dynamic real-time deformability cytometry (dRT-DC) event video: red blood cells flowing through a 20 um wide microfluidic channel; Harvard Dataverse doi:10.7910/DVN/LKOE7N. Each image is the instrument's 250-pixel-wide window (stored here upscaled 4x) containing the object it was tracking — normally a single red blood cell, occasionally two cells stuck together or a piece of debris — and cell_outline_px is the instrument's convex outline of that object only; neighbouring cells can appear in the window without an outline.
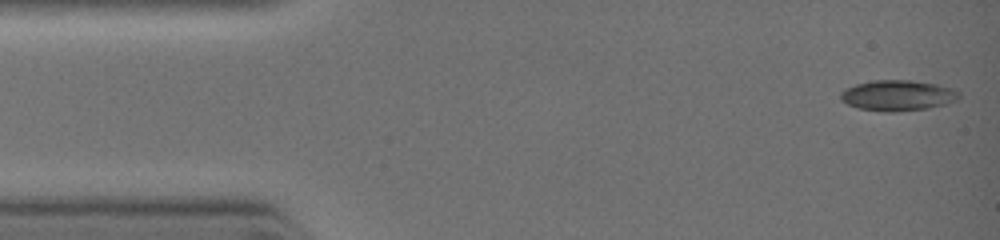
{"species": "common noctule bat (a hibernating species)", "species_latin": "Nyctalus noctula", "temperature_condition": "warm", "stored_images_in_passage": 16, "camera_frame_rate_fps": 3000, "um_per_image_px": 0.085, "animal": {"sex": "female", "body_mass_g": 19.0, "forearm_length_mm": 51.5}, "frame": {"image": 1, "passage_image": 1, "time_ms": 0.0, "image_size_px": [1000, 240], "cell_outline_px": [[960, 96], [956, 100], [944, 104], [928, 108], [896, 112], [884, 112], [856, 108], [840, 100], [840, 92], [856, 84], [872, 80], [912, 80], [936, 84], [952, 88], [960, 92]], "centroid_in_image_um": [76.29, 8.12], "position_along_channel_um": 8.7, "area_um2": 21.21}}
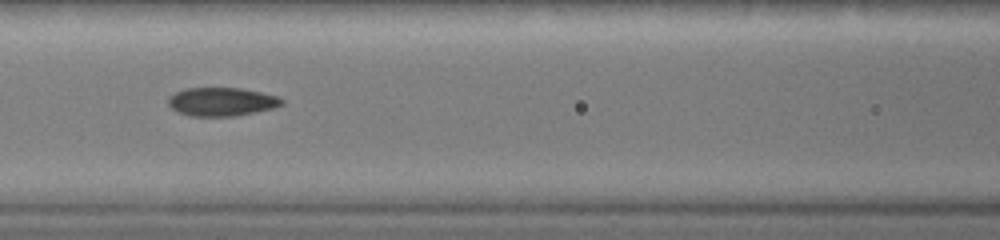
{"frame": {"image": 2, "passage_image": 12, "time_ms": 4.333, "image_size_px": [1000, 240], "cell_outline_px": [[284, 104], [272, 108], [232, 116], [192, 116], [180, 112], [172, 108], [168, 104], [168, 96], [176, 92], [188, 88], [240, 88], [260, 92], [276, 96], [284, 100]], "centroid_in_image_um": [18.82, 8.64], "position_along_channel_um": 147.8, "area_um2": 18.55}}
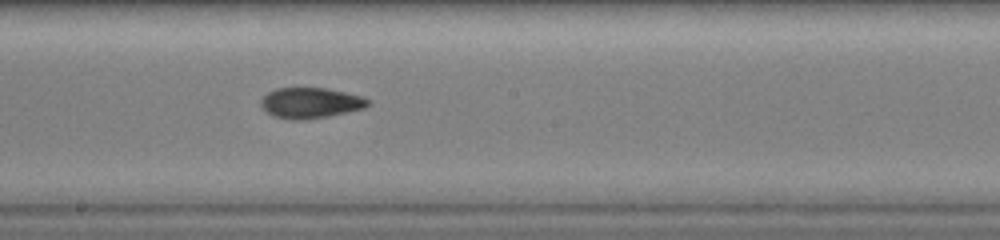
{"frame": {"image": 3, "passage_image": 16, "time_ms": 5.667, "image_size_px": [1000, 240], "cell_outline_px": [[372, 104], [364, 108], [328, 116], [300, 120], [292, 120], [272, 116], [260, 104], [260, 100], [268, 92], [276, 88], [328, 88], [364, 96], [372, 100]], "centroid_in_image_um": [26.44, 8.74], "position_along_channel_um": 221.8, "area_um2": 19.25}}